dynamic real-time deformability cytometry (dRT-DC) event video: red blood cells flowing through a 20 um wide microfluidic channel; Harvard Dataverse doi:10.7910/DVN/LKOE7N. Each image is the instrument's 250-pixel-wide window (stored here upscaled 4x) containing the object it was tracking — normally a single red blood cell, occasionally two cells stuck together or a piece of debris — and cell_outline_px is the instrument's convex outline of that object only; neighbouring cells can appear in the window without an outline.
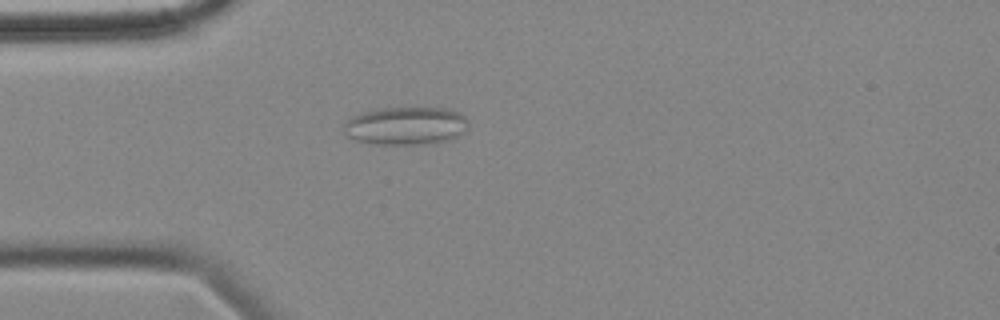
{"species": "common noctule bat (a hibernating species)", "species_latin": "Nyctalus noctula", "temperature_condition": "cold", "stored_images_in_passage": 2, "camera_frame_rate_fps": 3000, "um_per_image_px": 0.085, "animal": {"sex": "female", "body_mass_g": 18.4}, "frame": {"image": 1, "passage_image": 2, "time_ms": 1.0, "image_size_px": [1000, 320], "cell_outline_px": [[468, 128], [464, 132], [452, 140], [436, 144], [376, 144], [356, 140], [344, 136], [344, 124], [352, 116], [360, 112], [384, 108], [444, 108], [456, 112], [464, 116], [468, 120]], "centroid_in_image_um": [34.51, 10.71], "position_along_channel_um": 50.5, "area_um2": 27.92}}